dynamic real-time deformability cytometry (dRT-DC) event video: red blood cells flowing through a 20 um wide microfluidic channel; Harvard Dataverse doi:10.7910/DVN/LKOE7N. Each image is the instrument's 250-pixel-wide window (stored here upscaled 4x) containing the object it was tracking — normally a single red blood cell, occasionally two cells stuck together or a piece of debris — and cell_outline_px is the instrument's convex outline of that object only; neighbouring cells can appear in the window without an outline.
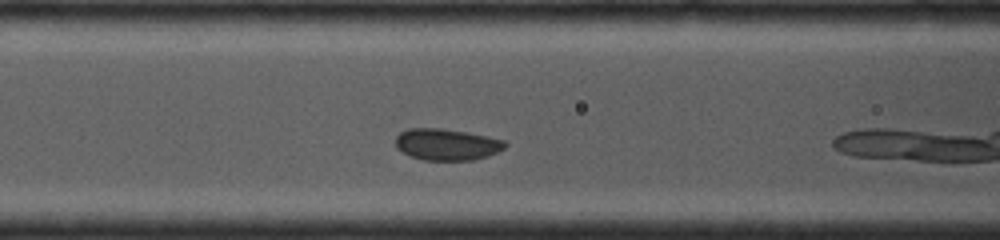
{"species": "common noctule bat (a hibernating species)", "species_latin": "Nyctalus noctula", "temperature_condition": "cold", "stored_images_in_passage": 8, "camera_frame_rate_fps": 4000, "um_per_image_px": 0.085, "animal": {"sex": "female", "body_mass_g": 19.0, "forearm_length_mm": 53.3}, "frame": {"image": 1, "passage_image": 6, "time_ms": 1.5, "image_size_px": [1000, 240], "cell_outline_px": [[508, 144], [504, 148], [488, 156], [472, 160], [424, 160], [412, 156], [396, 148], [396, 136], [400, 132], [408, 128], [440, 128], [468, 132], [504, 140]], "centroid_in_image_um": [37.97, 12.27], "position_along_channel_um": 128.6, "area_um2": 20.06}}
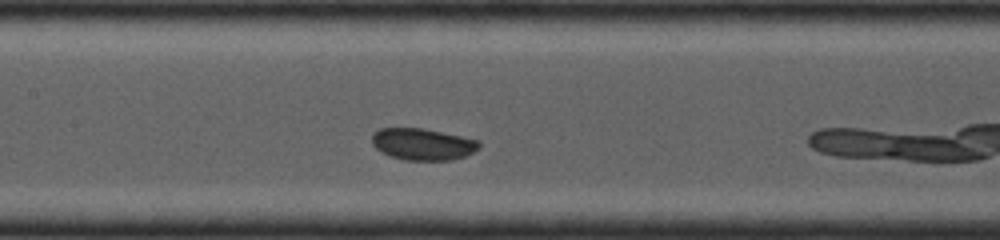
{"frame": {"image": 2, "passage_image": 8, "time_ms": 2.25, "image_size_px": [1000, 240], "cell_outline_px": [[480, 148], [464, 156], [452, 160], [404, 160], [392, 156], [376, 148], [372, 144], [372, 132], [380, 128], [424, 128], [480, 140]], "centroid_in_image_um": [35.94, 12.24], "position_along_channel_um": 171.5, "area_um2": 19.83}}